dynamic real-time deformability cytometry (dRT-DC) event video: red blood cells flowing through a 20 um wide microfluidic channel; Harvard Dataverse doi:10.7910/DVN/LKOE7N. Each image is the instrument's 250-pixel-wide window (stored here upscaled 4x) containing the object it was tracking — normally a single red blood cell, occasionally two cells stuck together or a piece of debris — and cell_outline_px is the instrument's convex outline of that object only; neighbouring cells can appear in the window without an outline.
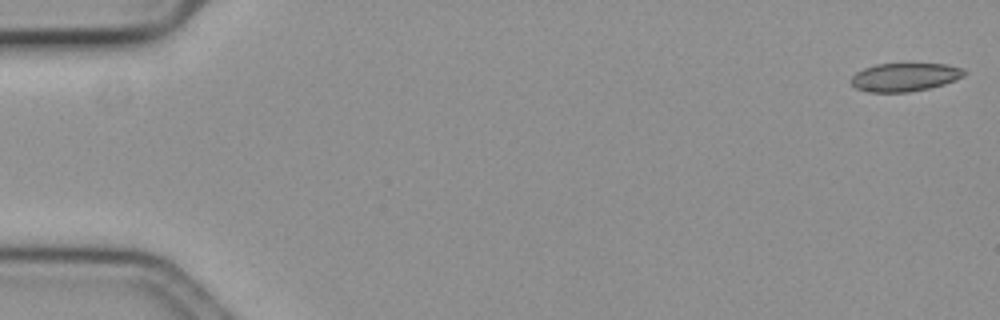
{"species": "common noctule bat (a hibernating species)", "species_latin": "Nyctalus noctula", "temperature_condition": "cold", "stored_images_in_passage": 13, "camera_frame_rate_fps": 3000, "um_per_image_px": 0.085, "animal": {"sex": "female", "body_mass_g": 19.3, "forearm_length_mm": 54.1}, "frame": {"image": 1, "passage_image": 1, "time_ms": 0.0, "image_size_px": [1000, 320], "cell_outline_px": [[968, 72], [964, 76], [956, 80], [944, 84], [928, 88], [908, 92], [868, 92], [856, 88], [852, 84], [852, 76], [856, 72], [864, 68], [876, 64], [948, 64], [964, 68]], "centroid_in_image_um": [76.95, 6.55], "position_along_channel_um": 8.1, "area_um2": 18.73}}